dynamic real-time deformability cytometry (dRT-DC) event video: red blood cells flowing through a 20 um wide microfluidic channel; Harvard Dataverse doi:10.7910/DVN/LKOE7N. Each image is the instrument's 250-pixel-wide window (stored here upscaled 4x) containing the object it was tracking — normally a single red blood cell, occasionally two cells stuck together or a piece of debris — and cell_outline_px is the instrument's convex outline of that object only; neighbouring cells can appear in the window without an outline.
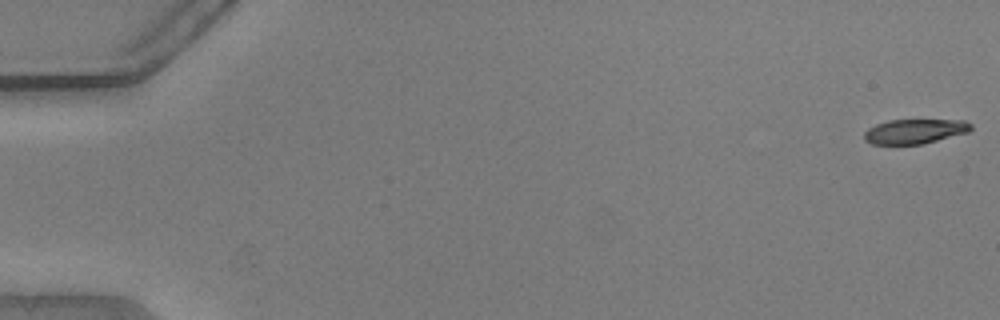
{"species": "common noctule bat (a hibernating species)", "species_latin": "Nyctalus noctula", "temperature_condition": "warm", "stored_images_in_passage": 17, "camera_frame_rate_fps": 3000, "um_per_image_px": 0.085, "animal": {"sex": "male", "body_mass_g": 20.5, "forearm_length_mm": 52.5}, "frame": {"image": 1, "passage_image": 1, "time_ms": 0.0, "image_size_px": [1000, 320], "cell_outline_px": [[972, 128], [968, 132], [924, 144], [872, 144], [864, 140], [864, 132], [868, 128], [876, 124], [888, 120], [964, 120], [972, 124]], "centroid_in_image_um": [77.75, 11.16], "position_along_channel_um": 7.3, "area_um2": 15.37}}
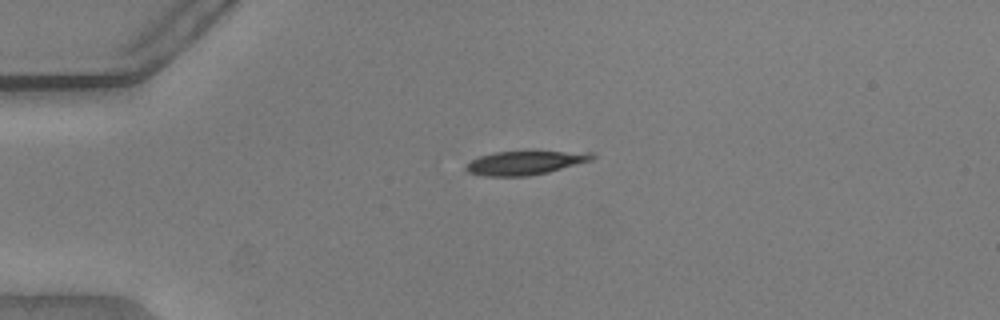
{"frame": {"image": 2, "passage_image": 14, "time_ms": 4.333, "image_size_px": [1000, 320], "cell_outline_px": [[596, 156], [592, 160], [548, 172], [528, 176], [484, 176], [468, 172], [464, 168], [472, 160], [480, 156], [496, 152], [596, 152]], "centroid_in_image_um": [44.65, 13.84], "position_along_channel_um": 40.3, "area_um2": 17.22}}